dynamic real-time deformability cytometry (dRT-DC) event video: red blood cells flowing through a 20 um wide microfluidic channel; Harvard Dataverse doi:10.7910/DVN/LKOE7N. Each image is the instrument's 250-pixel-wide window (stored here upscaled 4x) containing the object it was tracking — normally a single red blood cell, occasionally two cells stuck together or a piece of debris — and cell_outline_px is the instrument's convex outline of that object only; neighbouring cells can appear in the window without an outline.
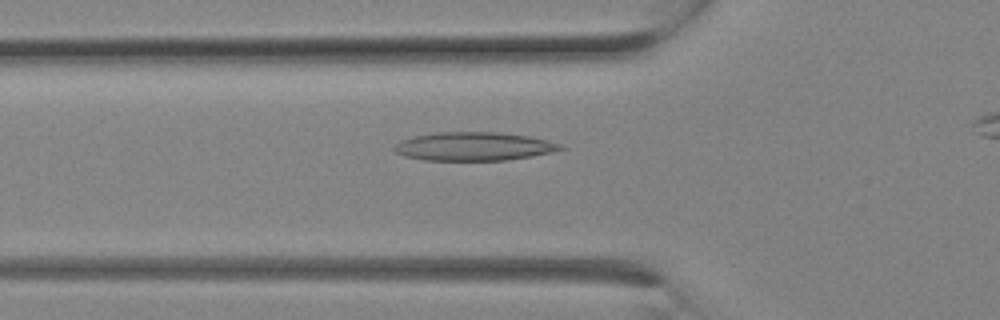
{"species": "Egyptian fruit bat (a non-hibernating species)", "species_latin": "Rousettus aegyptiacus", "temperature_condition": "room temperature", "stored_images_in_passage": 9, "camera_frame_rate_fps": 3000, "um_per_image_px": 0.085, "animal": {"sex": "female"}, "frame": {"image": 1, "passage_image": 7, "time_ms": 2.0, "image_size_px": [1000, 320], "cell_outline_px": [[568, 148], [552, 152], [532, 156], [508, 160], [424, 160], [404, 156], [396, 152], [392, 148], [400, 140], [416, 136], [436, 132], [496, 132], [528, 136], [560, 144]], "centroid_in_image_um": [40.26, 12.45], "position_along_channel_um": 85.5, "area_um2": 27.51}}
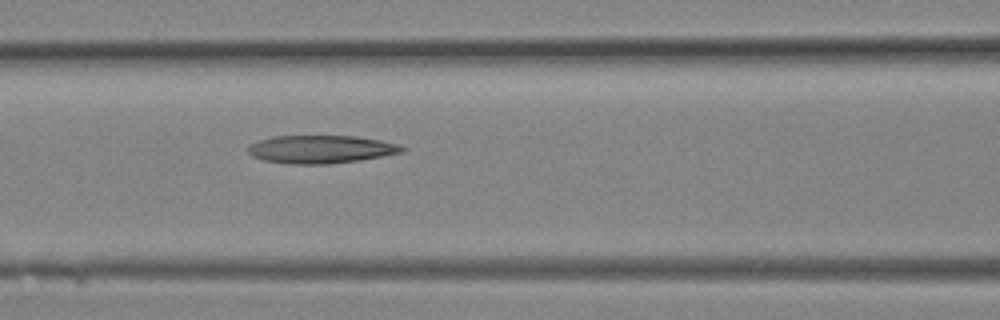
{"frame": {"image": 2, "passage_image": 9, "time_ms": 2.667, "image_size_px": [1000, 320], "cell_outline_px": [[408, 148], [404, 152], [356, 160], [328, 164], [288, 164], [264, 160], [252, 156], [248, 152], [248, 144], [272, 136], [356, 136], [380, 140], [396, 144]], "centroid_in_image_um": [27.24, 12.68], "position_along_channel_um": 139.4, "area_um2": 25.03}}